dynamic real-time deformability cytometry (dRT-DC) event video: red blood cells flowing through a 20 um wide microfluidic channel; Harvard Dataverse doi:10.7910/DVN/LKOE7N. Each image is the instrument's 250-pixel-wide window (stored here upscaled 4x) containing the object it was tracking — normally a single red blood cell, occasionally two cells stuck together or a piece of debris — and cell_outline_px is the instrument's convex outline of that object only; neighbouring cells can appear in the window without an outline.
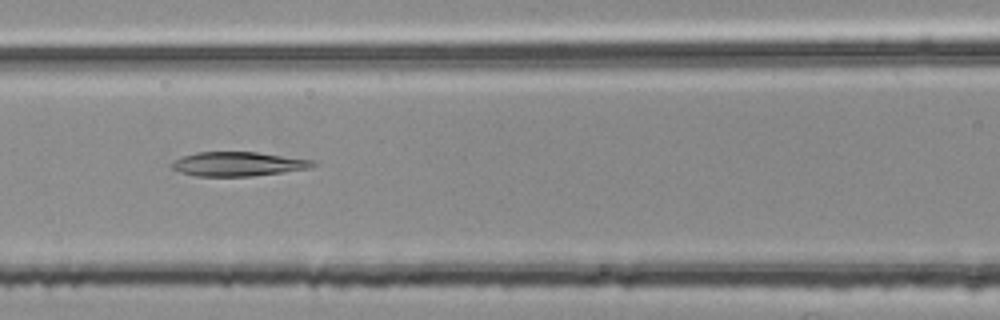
{"species": "common noctule bat (a hibernating species)", "species_latin": "Nyctalus noctula", "temperature_condition": "room temperature", "stored_images_in_passage": 37, "camera_frame_rate_fps": 3000, "um_per_image_px": 0.085, "animal": {"sex": "female", "body_mass_g": 25.1}, "frame": {"image": 1, "passage_image": 7, "time_ms": 2.0, "image_size_px": [1000, 320], "cell_outline_px": [[316, 164], [312, 168], [252, 176], [196, 176], [180, 172], [172, 168], [172, 164], [176, 160], [184, 156], [196, 152], [256, 152], [312, 160]], "centroid_in_image_um": [20.25, 13.94], "position_along_channel_um": 146.4, "area_um2": 19.65}}
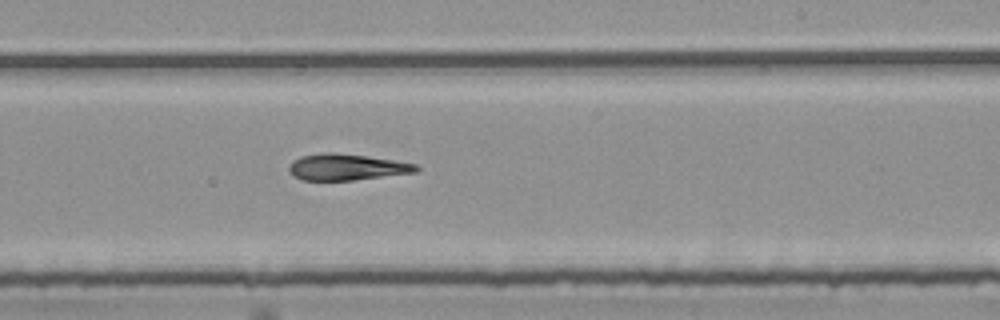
{"frame": {"image": 2, "passage_image": 16, "time_ms": 5.0, "image_size_px": [1000, 320], "cell_outline_px": [[420, 168], [416, 172], [352, 180], [304, 180], [292, 176], [288, 172], [288, 168], [292, 160], [300, 156], [320, 152], [332, 152], [364, 156], [392, 160], [416, 164]], "centroid_in_image_um": [29.39, 14.2], "position_along_channel_um": 259.6, "area_um2": 19.42}}
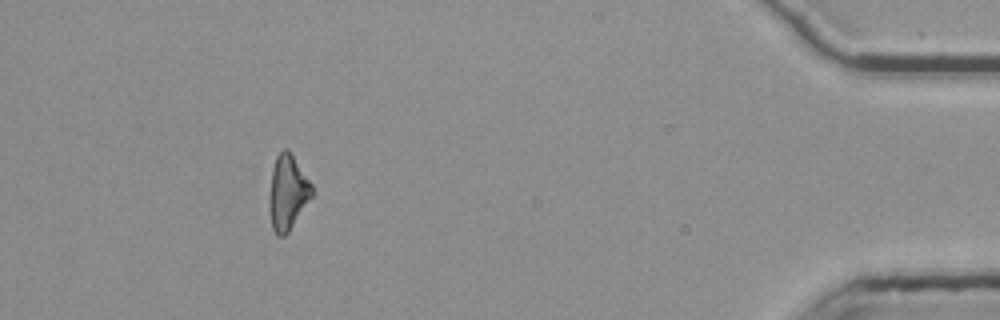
{"frame": {"image": 3, "passage_image": 33, "time_ms": 10.667, "image_size_px": [1000, 320], "cell_outline_px": [[312, 196], [288, 232], [284, 236], [276, 236], [272, 228], [268, 200], [272, 168], [276, 156], [284, 148], [288, 148], [312, 184]], "centroid_in_image_um": [24.43, 16.35], "position_along_channel_um": 410.8, "area_um2": 18.55}}